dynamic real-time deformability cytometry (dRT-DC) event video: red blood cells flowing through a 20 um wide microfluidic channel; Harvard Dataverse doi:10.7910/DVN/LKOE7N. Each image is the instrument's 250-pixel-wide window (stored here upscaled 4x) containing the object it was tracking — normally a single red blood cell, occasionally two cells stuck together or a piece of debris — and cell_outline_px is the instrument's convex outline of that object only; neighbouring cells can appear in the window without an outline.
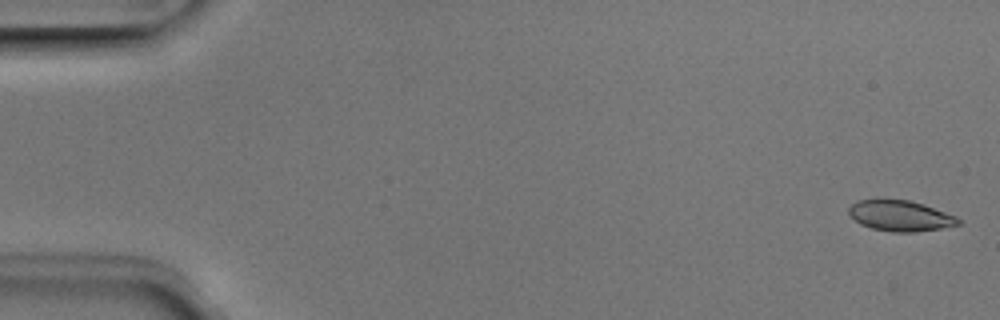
{"species": "Egyptian fruit bat (a non-hibernating species)", "species_latin": "Rousettus aegyptiacus", "temperature_condition": "room temperature", "stored_images_in_passage": 19, "camera_frame_rate_fps": 3000, "um_per_image_px": 0.085, "animal": {"sex": "male"}, "frame": {"image": 1, "passage_image": 1, "time_ms": 0.0, "image_size_px": [1000, 320], "cell_outline_px": [[960, 224], [940, 228], [916, 232], [892, 232], [872, 228], [860, 224], [848, 212], [848, 208], [856, 200], [908, 200], [924, 204], [956, 216], [960, 220]], "centroid_in_image_um": [76.53, 18.34], "position_along_channel_um": 8.5, "area_um2": 19.36}}
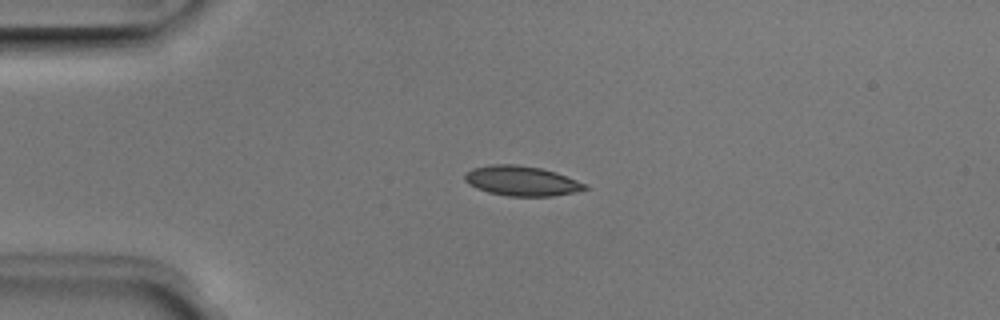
{"frame": {"image": 2, "passage_image": 12, "time_ms": 3.667, "image_size_px": [1000, 320], "cell_outline_px": [[588, 188], [572, 192], [552, 196], [508, 196], [488, 192], [476, 188], [468, 184], [464, 180], [464, 176], [472, 168], [492, 164], [516, 164], [540, 168], [556, 172], [588, 184]], "centroid_in_image_um": [44.32, 15.37], "position_along_channel_um": 40.7, "area_um2": 20.87}}